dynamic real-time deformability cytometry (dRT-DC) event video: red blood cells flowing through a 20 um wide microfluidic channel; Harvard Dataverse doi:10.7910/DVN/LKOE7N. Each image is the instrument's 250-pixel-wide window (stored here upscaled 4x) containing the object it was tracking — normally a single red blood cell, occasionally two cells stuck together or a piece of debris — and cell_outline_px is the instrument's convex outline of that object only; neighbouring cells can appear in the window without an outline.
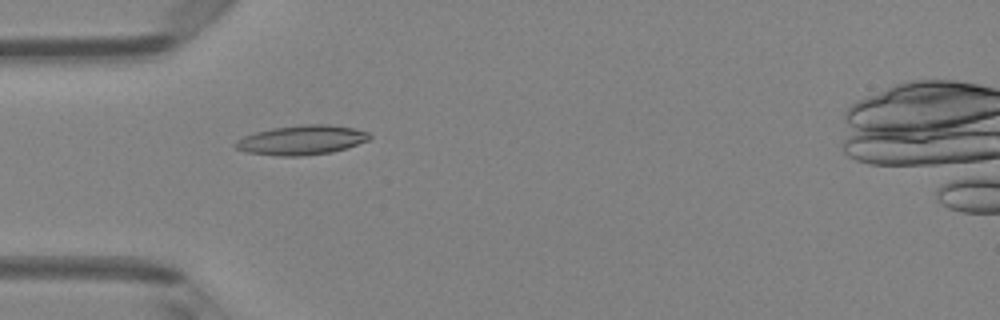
{"species": "Egyptian fruit bat (a non-hibernating species)", "species_latin": "Rousettus aegyptiacus", "temperature_condition": "room temperature", "stored_images_in_passage": 43, "camera_frame_rate_fps": 3000, "um_per_image_px": 0.085, "animal": {"sex": "female"}, "frame": {"image": 1, "passage_image": 9, "time_ms": 2.667, "image_size_px": [1000, 320], "cell_outline_px": [[372, 136], [368, 140], [332, 152], [300, 156], [280, 156], [248, 152], [236, 148], [232, 144], [236, 140], [244, 136], [256, 132], [272, 128], [300, 124], [328, 124], [356, 128], [368, 132]], "centroid_in_image_um": [25.63, 11.89], "position_along_channel_um": 59.4, "area_um2": 23.0}}
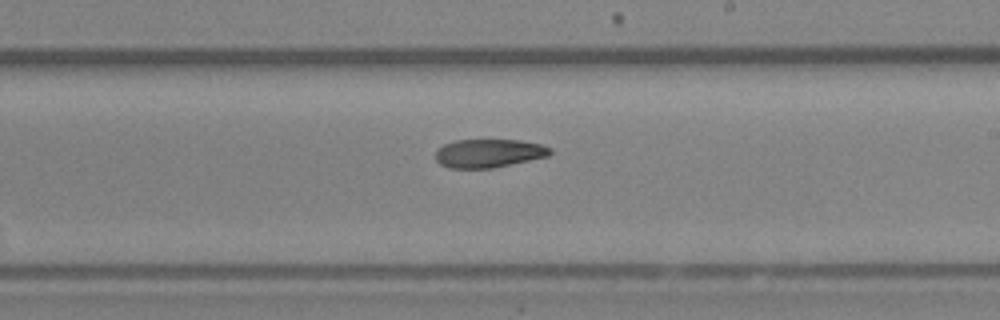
{"frame": {"image": 2, "passage_image": 23, "time_ms": 7.333, "image_size_px": [1000, 320], "cell_outline_px": [[552, 152], [548, 156], [492, 168], [448, 168], [440, 164], [436, 160], [436, 148], [444, 144], [456, 140], [520, 140], [540, 144], [552, 148]], "centroid_in_image_um": [41.52, 13.02], "position_along_channel_um": 247.5, "area_um2": 19.02}}
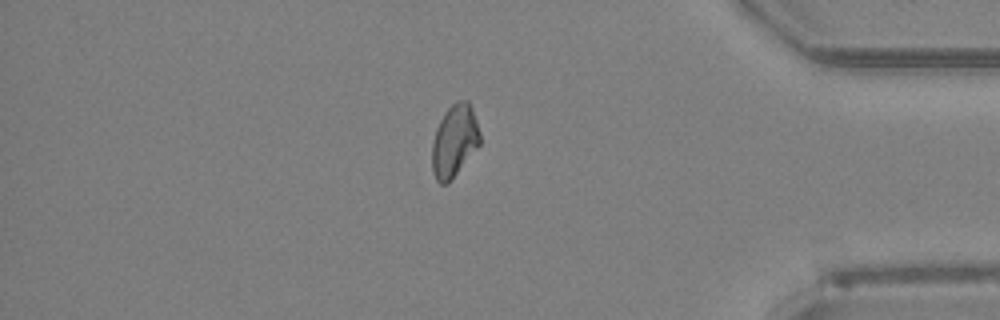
{"frame": {"image": 3, "passage_image": 36, "time_ms": 11.667, "image_size_px": [1000, 320], "cell_outline_px": [[480, 144], [448, 184], [440, 184], [436, 180], [432, 172], [432, 144], [436, 128], [444, 112], [456, 100], [468, 100], [472, 108], [480, 132]], "centroid_in_image_um": [38.61, 11.97], "position_along_channel_um": 396.6, "area_um2": 20.23}, "authors_computed_cell_mechanics": {"area_um2": 20.1722, "velocity_mm_per_s": 4.1157, "shape_relaxation_time_tau1_ms": null, "shape_relaxation_time_tau2_ms": 4.2287, "deformation_change_tau1": null, "deformation_change_tau2": 0.1038}}